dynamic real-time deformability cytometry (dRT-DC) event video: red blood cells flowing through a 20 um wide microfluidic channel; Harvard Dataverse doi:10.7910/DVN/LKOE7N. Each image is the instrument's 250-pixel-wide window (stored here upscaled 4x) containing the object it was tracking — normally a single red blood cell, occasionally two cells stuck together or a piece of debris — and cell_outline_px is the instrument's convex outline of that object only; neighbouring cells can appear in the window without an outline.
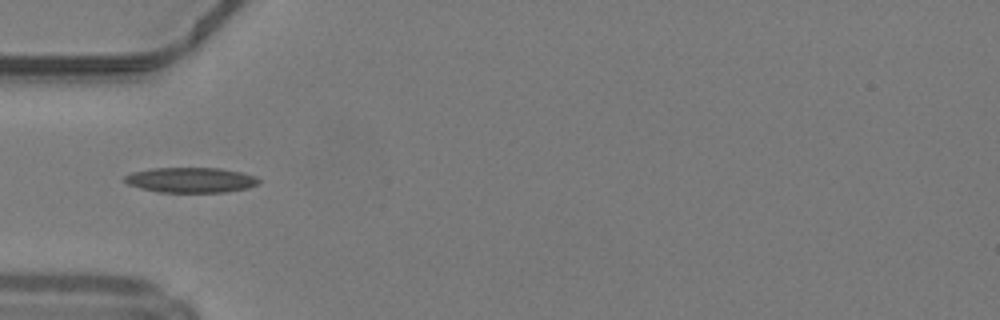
{"species": "common noctule bat (a hibernating species)", "species_latin": "Nyctalus noctula", "temperature_condition": "warm", "stored_images_in_passage": 15, "camera_frame_rate_fps": 3000, "um_per_image_px": 0.085, "animal": {"sex": "male", "body_mass_g": 19.2, "forearm_length_mm": 51.8}, "frame": {"image": 1, "passage_image": 3, "time_ms": 0.667, "image_size_px": [1000, 320], "cell_outline_px": [[260, 184], [248, 188], [224, 192], [156, 192], [140, 188], [128, 184], [124, 180], [124, 176], [132, 172], [152, 168], [220, 168], [240, 172], [256, 176], [260, 180]], "centroid_in_image_um": [16.23, 15.3], "position_along_channel_um": 68.8, "area_um2": 19.77}}
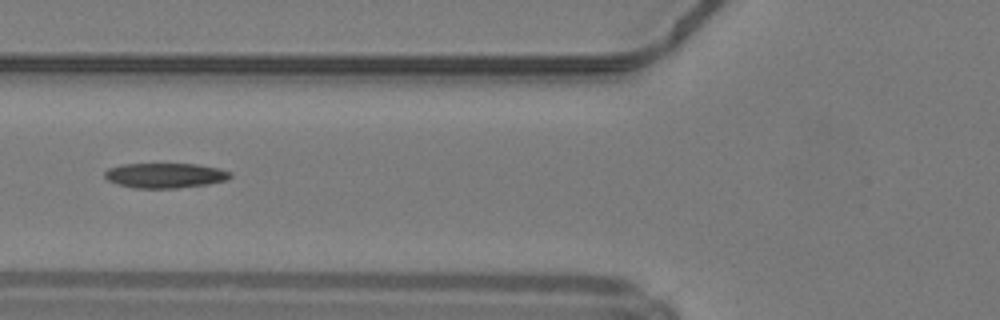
{"frame": {"image": 2, "passage_image": 6, "time_ms": 1.667, "image_size_px": [1000, 320], "cell_outline_px": [[232, 176], [228, 180], [208, 184], [176, 188], [136, 188], [116, 184], [108, 180], [104, 176], [104, 172], [108, 168], [124, 164], [196, 164], [220, 168], [232, 172]], "centroid_in_image_um": [14.06, 14.91], "position_along_channel_um": 111.7, "area_um2": 18.38}}